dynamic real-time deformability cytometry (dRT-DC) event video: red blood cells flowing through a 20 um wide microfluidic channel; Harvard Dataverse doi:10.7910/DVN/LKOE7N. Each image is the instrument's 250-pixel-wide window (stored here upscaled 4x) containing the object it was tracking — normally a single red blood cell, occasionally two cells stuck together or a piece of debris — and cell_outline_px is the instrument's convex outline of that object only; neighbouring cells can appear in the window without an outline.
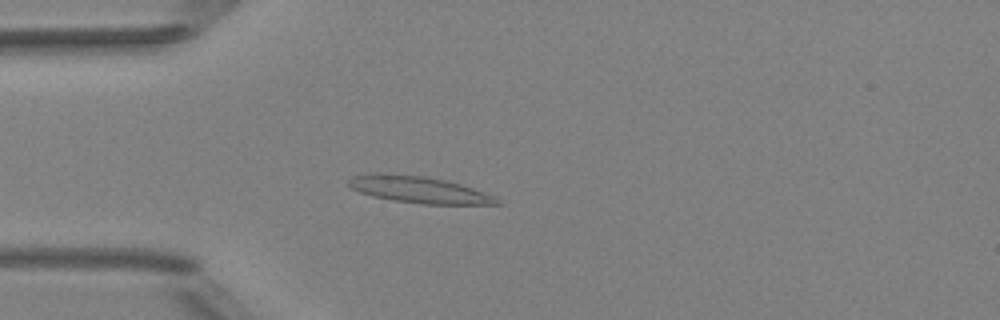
{"species": "Egyptian fruit bat (a non-hibernating species)", "species_latin": "Rousettus aegyptiacus", "temperature_condition": "room temperature", "stored_images_in_passage": 5, "camera_frame_rate_fps": 3000, "um_per_image_px": 0.085, "animal": {"sex": "female"}, "frame": {"image": 1, "passage_image": 4, "time_ms": 1.0, "image_size_px": [1000, 320], "cell_outline_px": [[504, 204], [424, 204], [392, 200], [372, 196], [360, 192], [352, 188], [348, 184], [348, 180], [352, 176], [372, 172], [388, 172], [424, 176], [444, 180], [460, 184], [496, 196]], "centroid_in_image_um": [35.58, 16.1], "position_along_channel_um": 49.4, "area_um2": 23.24}}